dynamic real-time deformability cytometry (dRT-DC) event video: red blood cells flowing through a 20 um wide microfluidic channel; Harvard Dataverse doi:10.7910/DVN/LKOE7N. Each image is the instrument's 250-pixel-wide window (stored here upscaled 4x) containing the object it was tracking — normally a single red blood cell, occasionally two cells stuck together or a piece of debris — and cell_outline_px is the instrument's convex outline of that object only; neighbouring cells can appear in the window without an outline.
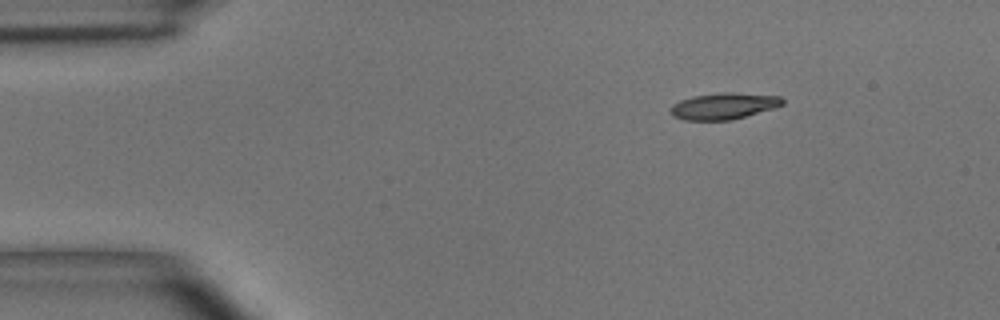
{"species": "common noctule bat (a hibernating species)", "species_latin": "Nyctalus noctula", "temperature_condition": "room temperature", "stored_images_in_passage": 3, "camera_frame_rate_fps": 3000, "um_per_image_px": 0.085, "animal": {"sex": "male", "body_mass_g": 15.6}, "frame": {"image": 1, "passage_image": 1, "time_ms": 0.0, "image_size_px": [1000, 320], "cell_outline_px": [[784, 104], [776, 108], [732, 120], [684, 120], [672, 116], [672, 104], [680, 100], [692, 96], [720, 92], [732, 92], [780, 96], [784, 100]], "centroid_in_image_um": [61.55, 9.01], "position_along_channel_um": 23.5, "area_um2": 17.4}}